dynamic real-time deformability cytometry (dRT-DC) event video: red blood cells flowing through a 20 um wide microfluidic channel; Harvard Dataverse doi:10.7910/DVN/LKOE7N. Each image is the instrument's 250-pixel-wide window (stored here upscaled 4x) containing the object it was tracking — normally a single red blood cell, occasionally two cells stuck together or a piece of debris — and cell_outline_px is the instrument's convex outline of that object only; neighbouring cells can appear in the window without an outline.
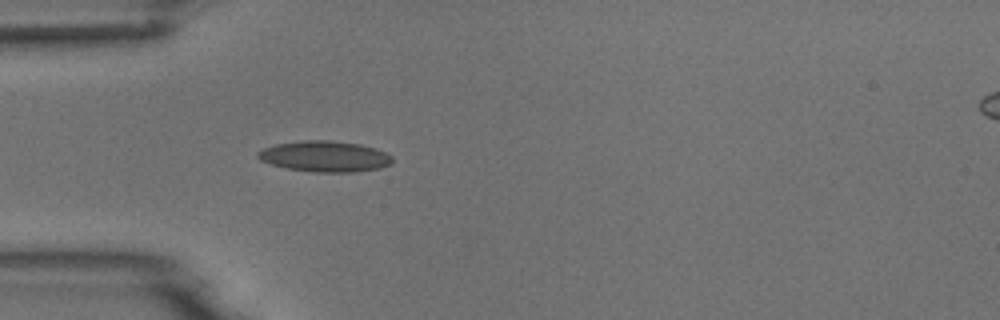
{"species": "common noctule bat (a hibernating species)", "species_latin": "Nyctalus noctula", "temperature_condition": "room temperature", "stored_images_in_passage": 6, "camera_frame_rate_fps": 3000, "um_per_image_px": 0.085, "animal": {"sex": "male", "body_mass_g": 18.8}, "frame": {"image": 1, "passage_image": 1, "time_ms": 0.0, "image_size_px": [1000, 320], "cell_outline_px": [[392, 164], [380, 168], [356, 172], [316, 172], [288, 168], [272, 164], [260, 160], [256, 156], [256, 152], [264, 148], [276, 144], [304, 140], [328, 140], [360, 144], [376, 148], [392, 156]], "centroid_in_image_um": [27.62, 13.29], "position_along_channel_um": 57.4, "area_um2": 24.16}}